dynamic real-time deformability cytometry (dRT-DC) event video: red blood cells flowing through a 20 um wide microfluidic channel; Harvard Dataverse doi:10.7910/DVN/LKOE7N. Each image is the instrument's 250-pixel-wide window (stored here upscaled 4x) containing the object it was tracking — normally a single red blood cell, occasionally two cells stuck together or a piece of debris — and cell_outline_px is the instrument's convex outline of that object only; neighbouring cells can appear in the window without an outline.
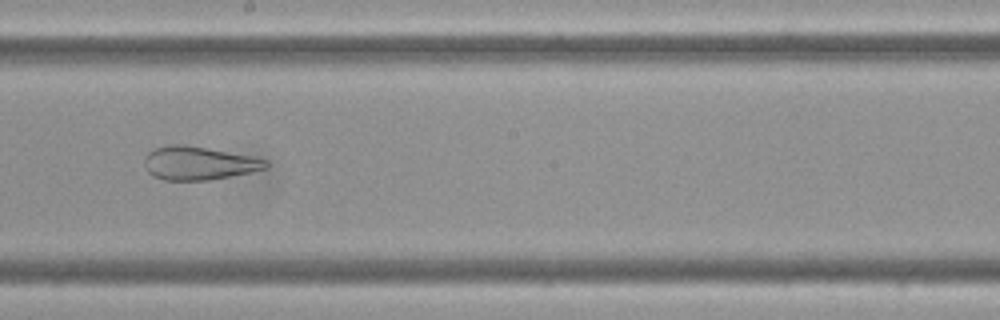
{"species": "Egyptian fruit bat (a non-hibernating species)", "species_latin": "Rousettus aegyptiacus", "temperature_condition": "cold", "stored_images_in_passage": 58, "camera_frame_rate_fps": 3000, "um_per_image_px": 0.085, "frame": {"image": 1, "passage_image": 33, "time_ms": 10.667, "image_size_px": [1000, 320], "cell_outline_px": [[268, 168], [252, 172], [208, 180], [164, 180], [152, 176], [148, 172], [144, 164], [144, 160], [148, 152], [152, 148], [168, 144], [184, 144], [208, 148], [268, 160]], "centroid_in_image_um": [16.85, 13.86], "position_along_channel_um": 231.4, "area_um2": 23.7}}
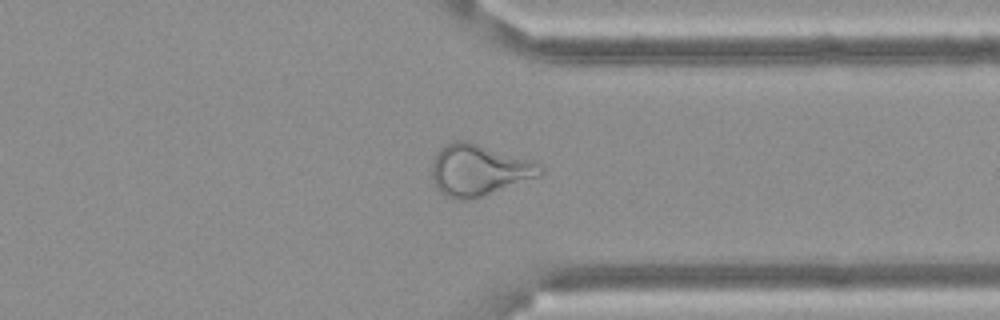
{"frame": {"image": 2, "passage_image": 45, "time_ms": 14.667, "image_size_px": [1000, 320], "cell_outline_px": [[544, 172], [536, 176], [484, 196], [472, 200], [456, 200], [444, 196], [436, 188], [432, 176], [432, 164], [440, 148], [456, 140], [468, 140], [532, 160], [540, 164], [544, 168]], "centroid_in_image_um": [40.68, 14.46], "position_along_channel_um": 370.7, "area_um2": 32.43}}
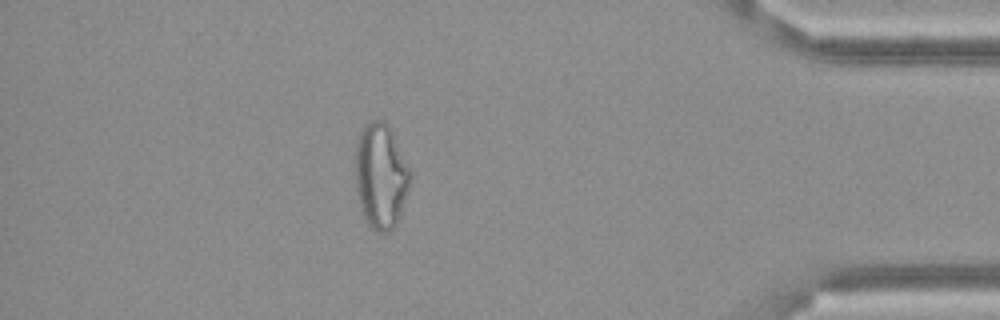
{"frame": {"image": 3, "passage_image": 51, "time_ms": 16.667, "image_size_px": [1000, 320], "cell_outline_px": [[412, 172], [408, 188], [400, 216], [396, 224], [388, 232], [380, 232], [372, 228], [368, 224], [364, 216], [360, 204], [356, 188], [356, 144], [360, 132], [364, 124], [368, 120], [384, 120], [388, 124]], "centroid_in_image_um": [32.37, 14.92], "position_along_channel_um": 402.8, "area_um2": 33.47}}